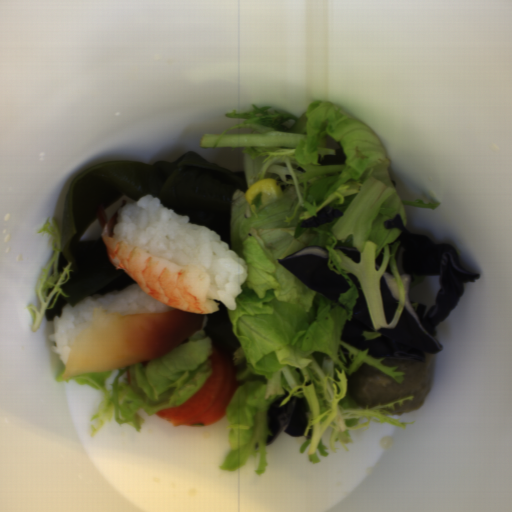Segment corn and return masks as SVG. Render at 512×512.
<instances>
[{"mask_svg":"<svg viewBox=\"0 0 512 512\" xmlns=\"http://www.w3.org/2000/svg\"><path fill=\"white\" fill-rule=\"evenodd\" d=\"M282 193L277 180L271 177L262 179L248 188L245 198L250 210L260 211L281 197Z\"/></svg>","mask_w":512,"mask_h":512,"instance_id":"obj_1","label":"corn"}]
</instances>
